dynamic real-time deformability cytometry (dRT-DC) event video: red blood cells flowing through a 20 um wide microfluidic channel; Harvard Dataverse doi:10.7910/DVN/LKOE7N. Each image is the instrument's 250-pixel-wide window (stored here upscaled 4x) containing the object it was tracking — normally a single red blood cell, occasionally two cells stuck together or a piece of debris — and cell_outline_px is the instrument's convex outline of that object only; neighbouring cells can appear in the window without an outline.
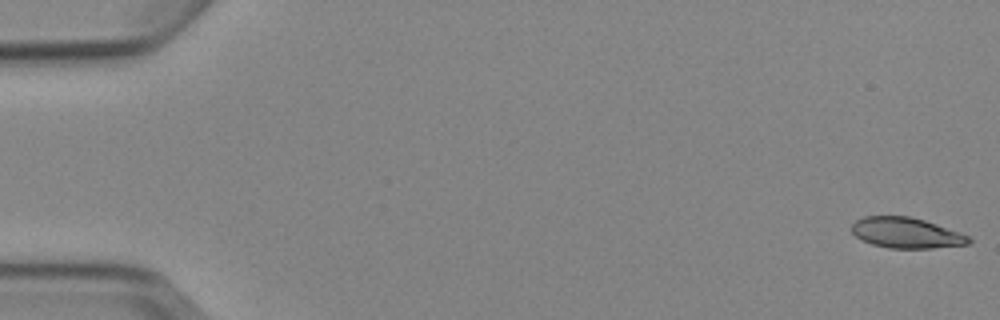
{"species": "Egyptian fruit bat (a non-hibernating species)", "species_latin": "Rousettus aegyptiacus", "temperature_condition": "cold", "stored_images_in_passage": 5, "camera_frame_rate_fps": 3000, "um_per_image_px": 0.085, "animal": {"sex": "female"}, "frame": {"image": 1, "passage_image": 1, "time_ms": 0.0, "image_size_px": [1000, 320], "cell_outline_px": [[972, 240], [968, 244], [932, 248], [888, 248], [872, 244], [860, 240], [852, 232], [852, 224], [856, 220], [864, 216], [908, 216], [924, 220], [960, 232], [968, 236]], "centroid_in_image_um": [77.01, 19.79], "position_along_channel_um": 8.0, "area_um2": 20.81}}
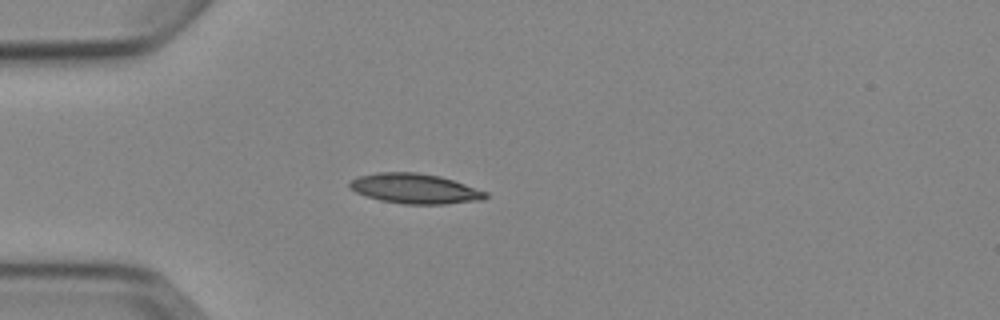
{"frame": {"image": 2, "passage_image": 5, "time_ms": 4.667, "image_size_px": [1000, 320], "cell_outline_px": [[488, 196], [484, 200], [444, 204], [404, 204], [380, 200], [356, 192], [348, 188], [348, 184], [352, 180], [360, 176], [376, 172], [416, 172], [440, 176], [488, 192]], "centroid_in_image_um": [35.27, 16.03], "position_along_channel_um": 49.7, "area_um2": 23.7}}